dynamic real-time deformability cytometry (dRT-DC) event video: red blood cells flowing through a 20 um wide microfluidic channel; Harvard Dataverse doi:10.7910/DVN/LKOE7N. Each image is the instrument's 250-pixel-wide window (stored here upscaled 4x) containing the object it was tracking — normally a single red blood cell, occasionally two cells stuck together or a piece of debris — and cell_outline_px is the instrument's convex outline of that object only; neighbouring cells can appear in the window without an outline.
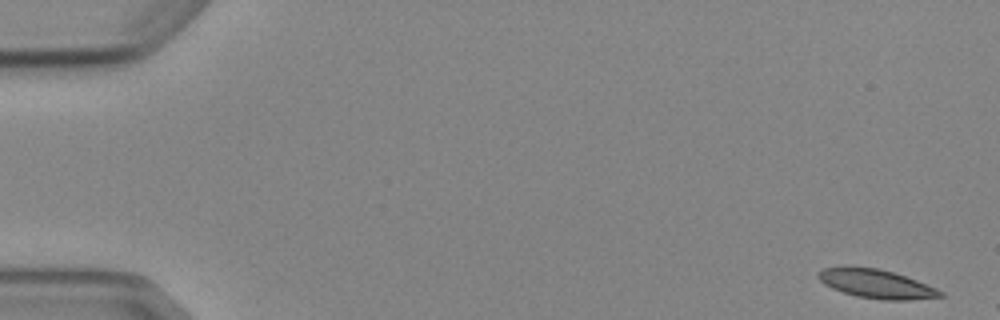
{"species": "Egyptian fruit bat (a non-hibernating species)", "species_latin": "Rousettus aegyptiacus", "temperature_condition": "cold", "stored_images_in_passage": 4, "camera_frame_rate_fps": 3000, "um_per_image_px": 0.085, "animal": {"sex": "female"}, "frame": {"image": 1, "passage_image": 1, "time_ms": 0.0, "image_size_px": [1000, 320], "cell_outline_px": [[944, 296], [908, 300], [884, 300], [856, 296], [832, 288], [824, 284], [820, 280], [820, 272], [824, 268], [880, 268], [916, 280], [936, 288], [944, 292]], "centroid_in_image_um": [74.55, 24.15], "position_along_channel_um": 10.4, "area_um2": 19.83}}